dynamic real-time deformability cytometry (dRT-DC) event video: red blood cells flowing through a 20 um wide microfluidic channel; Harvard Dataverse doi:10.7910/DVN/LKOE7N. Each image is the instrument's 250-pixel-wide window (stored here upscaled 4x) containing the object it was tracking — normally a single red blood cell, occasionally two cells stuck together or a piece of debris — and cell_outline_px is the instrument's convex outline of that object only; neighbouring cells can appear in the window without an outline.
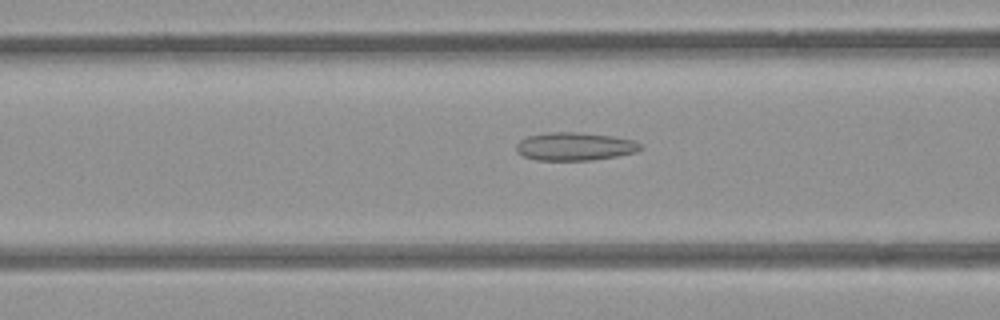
{"species": "common noctule bat (a hibernating species)", "species_latin": "Nyctalus noctula", "temperature_condition": "room temperature", "stored_images_in_passage": 17, "camera_frame_rate_fps": 3000, "um_per_image_px": 0.085, "animal": {"sex": "female", "body_mass_g": 21.9}, "frame": {"image": 1, "passage_image": 8, "time_ms": 2.333, "image_size_px": [1000, 320], "cell_outline_px": [[644, 148], [636, 152], [616, 156], [592, 160], [536, 160], [524, 156], [516, 152], [516, 144], [520, 140], [528, 136], [548, 132], [576, 132], [612, 136], [636, 140]], "centroid_in_image_um": [48.87, 12.44], "position_along_channel_um": 117.7, "area_um2": 20.4}}
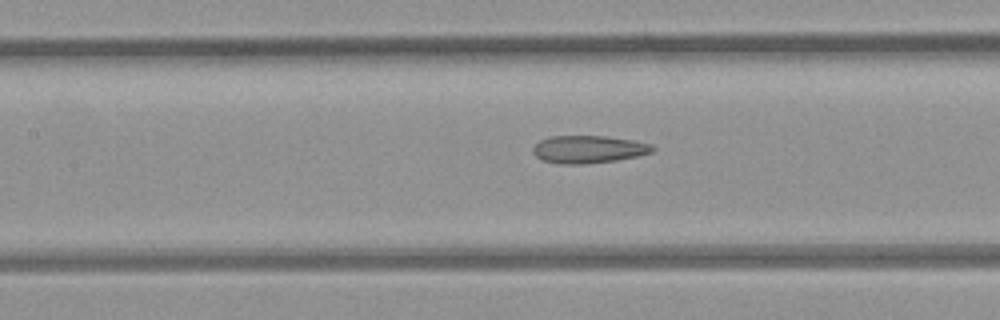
{"frame": {"image": 2, "passage_image": 11, "time_ms": 3.333, "image_size_px": [1000, 320], "cell_outline_px": [[656, 148], [652, 152], [636, 156], [616, 160], [584, 164], [560, 164], [540, 160], [532, 152], [532, 148], [540, 140], [552, 136], [604, 136], [632, 140], [652, 144]], "centroid_in_image_um": [50.0, 12.69], "position_along_channel_um": 157.4, "area_um2": 19.25}}
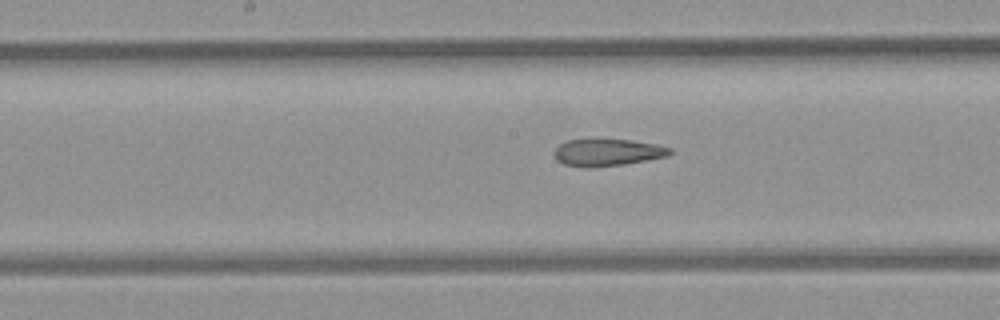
{"frame": {"image": 3, "passage_image": 14, "time_ms": 4.333, "image_size_px": [1000, 320], "cell_outline_px": [[672, 152], [668, 156], [648, 160], [624, 164], [592, 168], [588, 168], [564, 164], [556, 160], [556, 148], [560, 144], [568, 140], [628, 140], [656, 144], [672, 148]], "centroid_in_image_um": [51.67, 12.97], "position_along_channel_um": 196.5, "area_um2": 18.03}}